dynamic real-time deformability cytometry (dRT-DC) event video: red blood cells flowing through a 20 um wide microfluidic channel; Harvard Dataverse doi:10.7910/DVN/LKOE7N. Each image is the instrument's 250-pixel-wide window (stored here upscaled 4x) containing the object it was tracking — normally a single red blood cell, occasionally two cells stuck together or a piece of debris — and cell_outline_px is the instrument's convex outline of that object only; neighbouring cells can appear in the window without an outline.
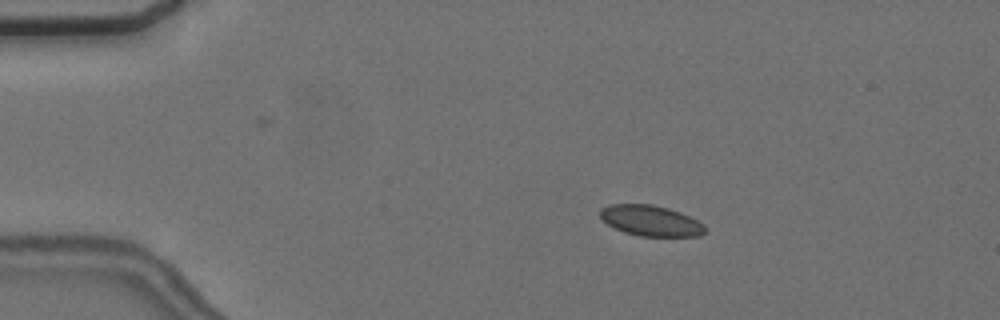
{"species": "common noctule bat (a hibernating species)", "species_latin": "Nyctalus noctula", "temperature_condition": "cold", "stored_images_in_passage": 4, "camera_frame_rate_fps": 3000, "um_per_image_px": 0.085, "animal": {"sex": "female", "body_mass_g": 24.6, "forearm_length_mm": 56.2}, "frame": {"image": 1, "passage_image": 2, "time_ms": 1.333, "image_size_px": [1000, 320], "cell_outline_px": [[704, 232], [700, 236], [640, 236], [624, 232], [608, 224], [600, 216], [600, 208], [608, 204], [652, 204], [668, 208], [680, 212], [704, 224]], "centroid_in_image_um": [55.29, 18.75], "position_along_channel_um": 29.7, "area_um2": 18.61}}